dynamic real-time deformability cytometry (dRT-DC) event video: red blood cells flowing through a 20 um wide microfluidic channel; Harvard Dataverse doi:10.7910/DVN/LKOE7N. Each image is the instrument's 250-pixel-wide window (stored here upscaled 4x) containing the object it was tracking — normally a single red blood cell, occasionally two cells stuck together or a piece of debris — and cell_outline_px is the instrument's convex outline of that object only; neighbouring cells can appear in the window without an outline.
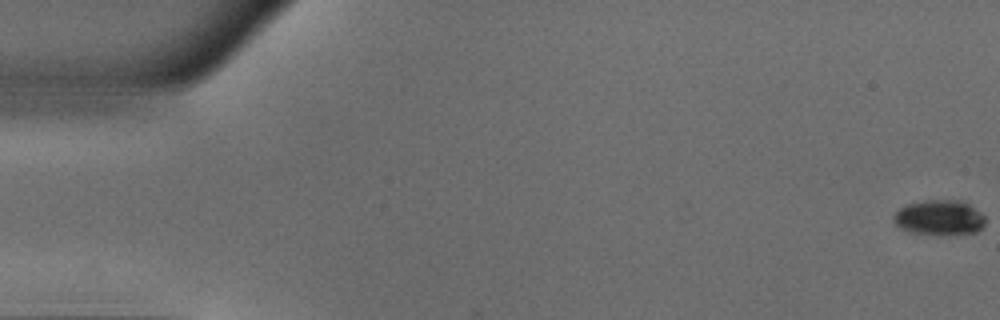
{"species": "common noctule bat (a hibernating species)", "species_latin": "Nyctalus noctula", "temperature_condition": "warm", "stored_images_in_passage": 15, "camera_frame_rate_fps": 3000, "um_per_image_px": 0.085, "animal": {"sex": "male", "body_mass_g": 18.8}, "frame": {"image": 1, "passage_image": 1, "time_ms": 0.0, "image_size_px": [1000, 320], "cell_outline_px": [[984, 224], [976, 232], [908, 232], [900, 228], [892, 220], [892, 216], [900, 208], [908, 204], [932, 200], [960, 200], [968, 204], [980, 212], [984, 216]], "centroid_in_image_um": [79.81, 18.45], "position_along_channel_um": 5.2, "area_um2": 17.86}}